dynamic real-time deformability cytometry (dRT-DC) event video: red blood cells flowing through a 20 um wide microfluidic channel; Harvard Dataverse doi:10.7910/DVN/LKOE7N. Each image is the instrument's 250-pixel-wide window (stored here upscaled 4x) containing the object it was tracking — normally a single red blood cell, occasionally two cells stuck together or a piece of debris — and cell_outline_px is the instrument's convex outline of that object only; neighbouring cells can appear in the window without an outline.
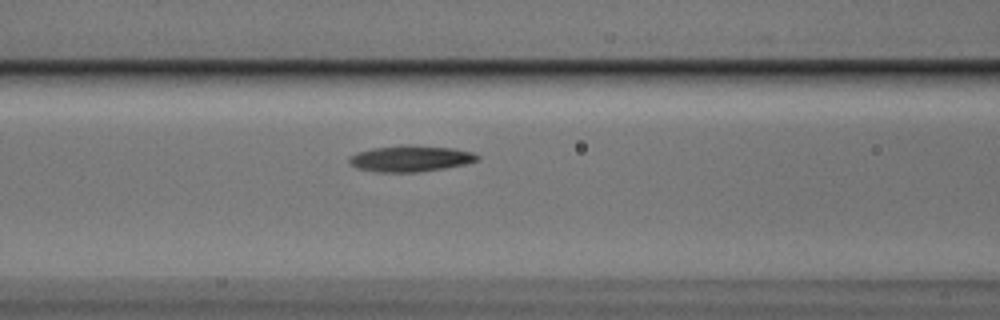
{"species": "Egyptian fruit bat (a non-hibernating species)", "species_latin": "Rousettus aegyptiacus", "temperature_condition": "cold", "stored_images_in_passage": 19, "camera_frame_rate_fps": 3000, "um_per_image_px": 0.085, "animal": {"sex": "male"}, "frame": {"image": 1, "passage_image": 14, "time_ms": 4.333, "image_size_px": [1000, 320], "cell_outline_px": [[480, 160], [464, 164], [444, 168], [416, 172], [376, 172], [356, 168], [348, 164], [348, 156], [356, 152], [372, 148], [408, 144], [452, 148], [472, 152], [480, 156]], "centroid_in_image_um": [34.84, 13.47], "position_along_channel_um": 131.8, "area_um2": 19.77}}